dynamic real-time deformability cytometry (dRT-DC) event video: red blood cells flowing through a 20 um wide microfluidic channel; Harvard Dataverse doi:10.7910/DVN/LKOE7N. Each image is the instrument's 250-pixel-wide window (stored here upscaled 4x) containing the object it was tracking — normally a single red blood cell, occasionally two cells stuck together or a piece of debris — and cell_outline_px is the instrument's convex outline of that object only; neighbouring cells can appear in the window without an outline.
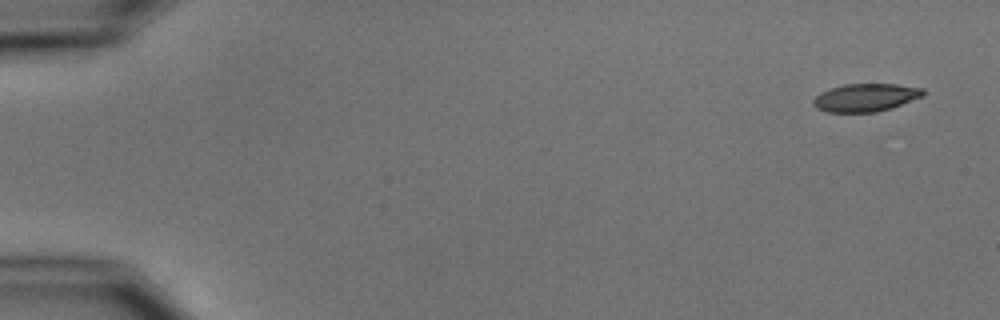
{"species": "common noctule bat (a hibernating species)", "species_latin": "Nyctalus noctula", "temperature_condition": "cold", "stored_images_in_passage": 5, "camera_frame_rate_fps": 3000, "um_per_image_px": 0.085, "animal": {"sex": "male", "body_mass_g": 15.6}, "frame": {"image": 1, "passage_image": 1, "time_ms": 0.0, "image_size_px": [1000, 320], "cell_outline_px": [[924, 96], [892, 108], [876, 112], [828, 112], [816, 108], [812, 104], [812, 100], [820, 92], [844, 84], [896, 84], [924, 88]], "centroid_in_image_um": [73.59, 8.29], "position_along_channel_um": 11.4, "area_um2": 17.98}}
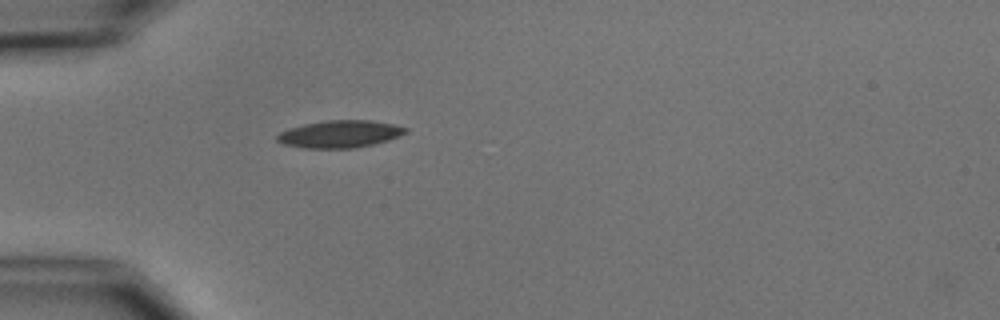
{"frame": {"image": 2, "passage_image": 5, "time_ms": 4.667, "image_size_px": [1000, 320], "cell_outline_px": [[408, 132], [400, 136], [388, 140], [356, 148], [304, 148], [284, 144], [276, 140], [276, 136], [280, 132], [288, 128], [304, 124], [324, 120], [372, 120], [392, 124], [408, 128]], "centroid_in_image_um": [28.89, 11.39], "position_along_channel_um": 56.1, "area_um2": 20.52}}